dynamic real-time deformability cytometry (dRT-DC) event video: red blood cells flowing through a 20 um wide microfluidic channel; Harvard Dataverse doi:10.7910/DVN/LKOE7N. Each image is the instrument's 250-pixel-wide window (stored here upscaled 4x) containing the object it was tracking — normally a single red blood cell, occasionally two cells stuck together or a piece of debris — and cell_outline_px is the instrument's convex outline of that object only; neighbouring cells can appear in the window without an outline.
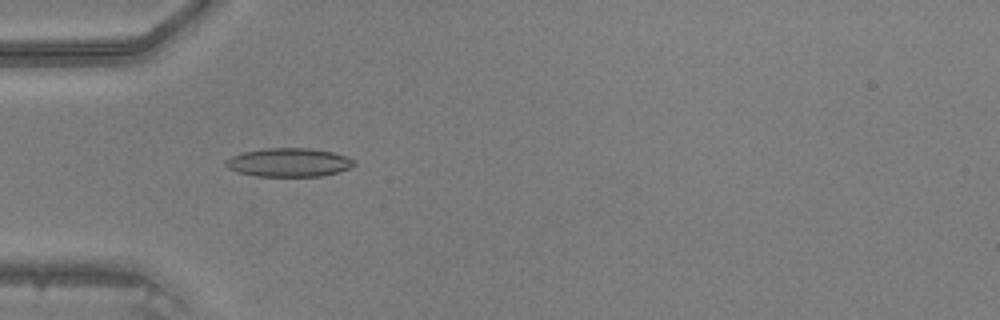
{"species": "common noctule bat (a hibernating species)", "species_latin": "Nyctalus noctula", "temperature_condition": "warm", "stored_images_in_passage": 44, "camera_frame_rate_fps": 3000, "um_per_image_px": 0.085, "animal": {"sex": "male", "body_mass_g": 20.5, "forearm_length_mm": 52.5}, "frame": {"image": 1, "passage_image": 12, "time_ms": 3.667, "image_size_px": [1000, 320], "cell_outline_px": [[356, 164], [348, 168], [336, 172], [320, 176], [256, 176], [240, 172], [228, 168], [224, 164], [224, 160], [232, 156], [244, 152], [264, 148], [308, 148], [332, 152], [356, 160]], "centroid_in_image_um": [24.53, 13.8], "position_along_channel_um": 60.5, "area_um2": 21.21}}
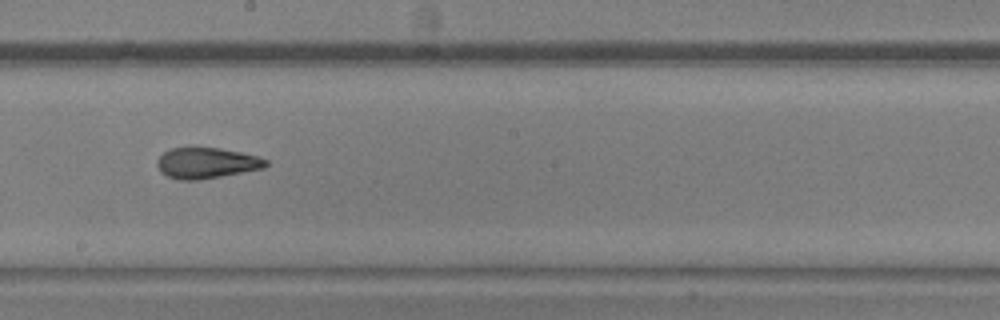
{"frame": {"image": 2, "passage_image": 24, "time_ms": 7.667, "image_size_px": [1000, 320], "cell_outline_px": [[268, 164], [264, 168], [200, 180], [180, 180], [168, 176], [160, 172], [156, 164], [160, 156], [164, 152], [172, 148], [220, 148], [240, 152], [256, 156], [268, 160]], "centroid_in_image_um": [17.55, 13.86], "position_along_channel_um": 230.7, "area_um2": 19.36}}
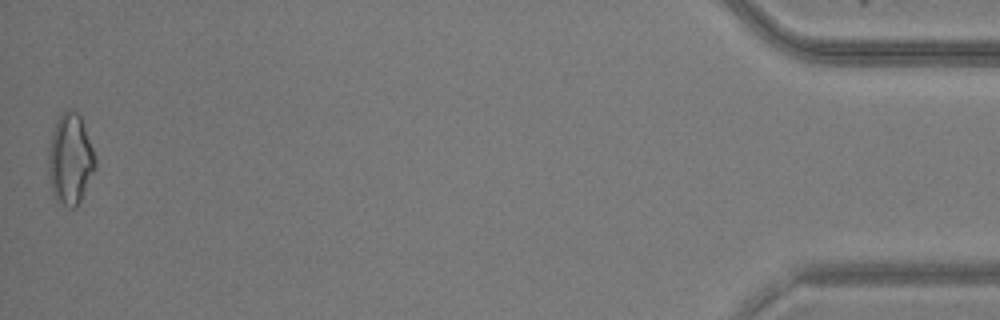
{"frame": {"image": 3, "passage_image": 44, "time_ms": 14.333, "image_size_px": [1000, 320], "cell_outline_px": [[96, 168], [76, 208], [72, 208], [56, 200], [52, 192], [48, 172], [48, 152], [52, 132], [56, 120], [64, 112], [76, 112], [80, 116], [92, 148], [96, 160]], "centroid_in_image_um": [5.96, 13.57], "position_along_channel_um": 429.2, "area_um2": 24.33}}